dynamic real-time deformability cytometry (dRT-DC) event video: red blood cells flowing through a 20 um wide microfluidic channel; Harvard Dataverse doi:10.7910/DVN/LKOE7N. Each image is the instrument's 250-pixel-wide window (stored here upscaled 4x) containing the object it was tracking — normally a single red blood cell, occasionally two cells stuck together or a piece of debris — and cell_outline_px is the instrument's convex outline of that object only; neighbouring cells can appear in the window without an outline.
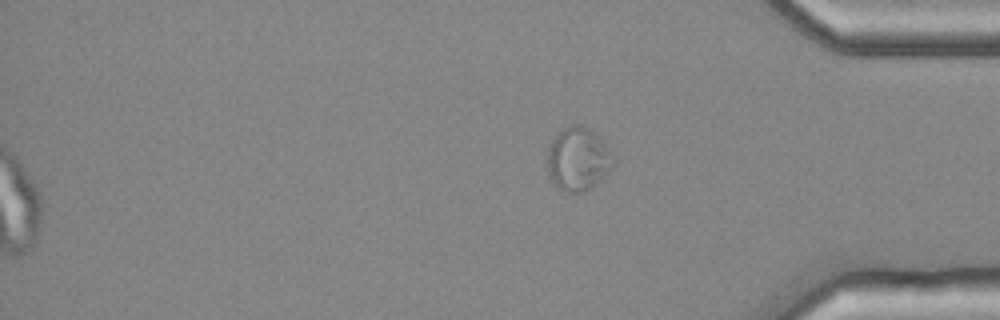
{"species": "common noctule bat (a hibernating species)", "species_latin": "Nyctalus noctula", "temperature_condition": "cold", "stored_images_in_passage": 56, "camera_frame_rate_fps": 3000, "um_per_image_px": 0.085, "animal": {"sex": "female", "body_mass_g": 25.1}, "frame": {"image": 1, "passage_image": 56, "time_ms": 18.333, "image_size_px": [1000, 320], "cell_outline_px": [[616, 164], [592, 188], [580, 192], [564, 192], [556, 188], [548, 176], [548, 148], [552, 140], [568, 124], [580, 124], [592, 132], [604, 144], [616, 160]], "centroid_in_image_um": [49.12, 13.56], "position_along_channel_um": 386.1, "area_um2": 24.28}}